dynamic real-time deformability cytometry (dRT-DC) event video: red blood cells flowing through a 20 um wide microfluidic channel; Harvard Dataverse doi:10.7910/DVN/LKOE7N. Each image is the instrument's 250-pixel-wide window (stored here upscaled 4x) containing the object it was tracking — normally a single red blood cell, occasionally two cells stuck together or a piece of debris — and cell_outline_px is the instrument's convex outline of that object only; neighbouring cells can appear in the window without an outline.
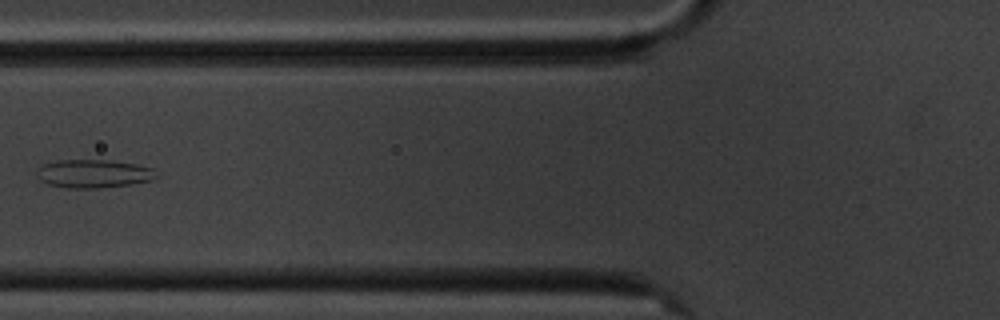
{"species": "common noctule bat (a hibernating species)", "species_latin": "Nyctalus noctula", "temperature_condition": "cold", "stored_images_in_passage": 4, "camera_frame_rate_fps": 3000, "um_per_image_px": 0.085, "animal": {"sex": "male", "body_mass_g": 20.1, "forearm_length_mm": 53.5}, "frame": {"image": 1, "passage_image": 4, "time_ms": 3.667, "image_size_px": [1000, 320], "cell_outline_px": [[160, 176], [152, 180], [132, 184], [100, 188], [64, 188], [48, 184], [40, 180], [36, 172], [44, 164], [56, 160], [108, 160], [136, 164], [152, 168]], "centroid_in_image_um": [7.98, 14.77], "position_along_channel_um": 117.8, "area_um2": 19.83}}